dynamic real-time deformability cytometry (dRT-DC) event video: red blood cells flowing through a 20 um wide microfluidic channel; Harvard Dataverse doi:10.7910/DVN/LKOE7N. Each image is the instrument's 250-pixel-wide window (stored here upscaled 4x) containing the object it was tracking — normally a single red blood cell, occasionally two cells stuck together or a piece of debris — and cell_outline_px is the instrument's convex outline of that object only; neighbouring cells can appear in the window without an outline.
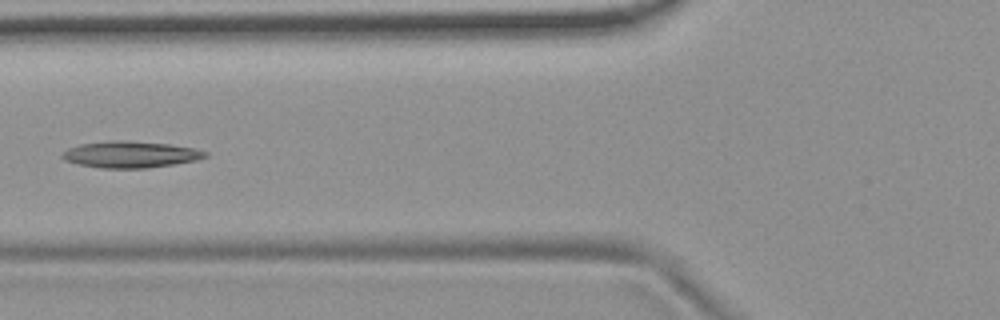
{"species": "common noctule bat (a hibernating species)", "species_latin": "Nyctalus noctula", "temperature_condition": "room temperature", "stored_images_in_passage": 6, "camera_frame_rate_fps": 3000, "um_per_image_px": 0.085, "animal": {"sex": "female", "body_mass_g": 19.9}, "frame": {"image": 1, "passage_image": 6, "time_ms": 1.667, "image_size_px": [1000, 320], "cell_outline_px": [[208, 156], [196, 160], [148, 168], [100, 168], [76, 164], [64, 160], [60, 156], [68, 148], [80, 144], [112, 140], [124, 140], [168, 144], [192, 148], [208, 152]], "centroid_in_image_um": [11.05, 13.13], "position_along_channel_um": 114.8, "area_um2": 22.02}}